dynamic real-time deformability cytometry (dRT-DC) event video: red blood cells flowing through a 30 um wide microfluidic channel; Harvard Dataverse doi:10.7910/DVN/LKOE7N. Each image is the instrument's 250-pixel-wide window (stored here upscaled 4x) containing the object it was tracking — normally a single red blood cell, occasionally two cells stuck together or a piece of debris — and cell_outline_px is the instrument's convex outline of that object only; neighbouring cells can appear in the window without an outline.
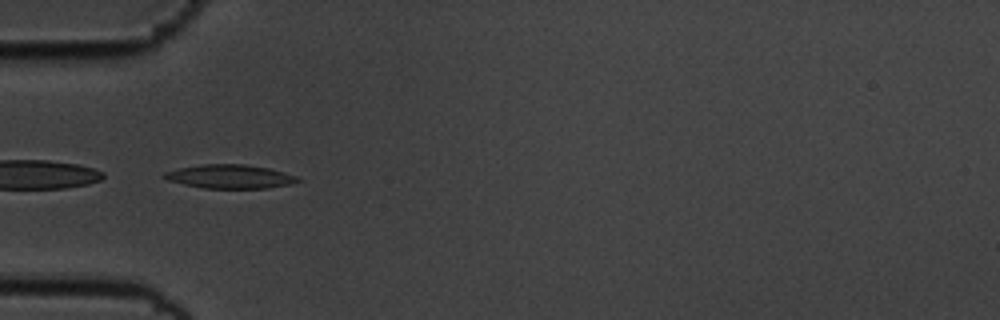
{"species": "common noctule bat (a hibernating species)", "species_latin": "Nyctalus noctula", "temperature_condition": "cold", "stored_images_in_passage": 39, "camera_frame_rate_fps": 3000, "um_per_image_px": 0.085, "animal": {"sex": "male", "body_mass_g": 19.5, "forearm_length_mm": 54.6}, "frame": {"image": 1, "passage_image": 4, "time_ms": 1.0, "image_size_px": [1000, 320], "cell_outline_px": [[300, 180], [292, 184], [268, 188], [204, 188], [184, 184], [168, 180], [160, 176], [164, 172], [180, 168], [204, 164], [244, 164], [268, 168], [284, 172], [296, 176]], "centroid_in_image_um": [19.54, 15.0], "position_along_channel_um": 65.5, "area_um2": 18.38}}
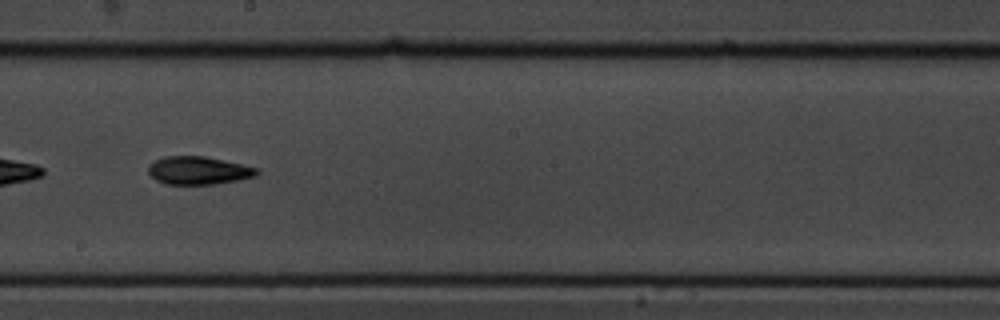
{"frame": {"image": 2, "passage_image": 18, "time_ms": 5.667, "image_size_px": [1000, 320], "cell_outline_px": [[260, 172], [256, 176], [240, 180], [212, 184], [164, 184], [156, 180], [148, 172], [148, 164], [164, 156], [204, 156], [240, 164], [256, 168]], "centroid_in_image_um": [16.84, 14.49], "position_along_channel_um": 231.4, "area_um2": 17.63}}
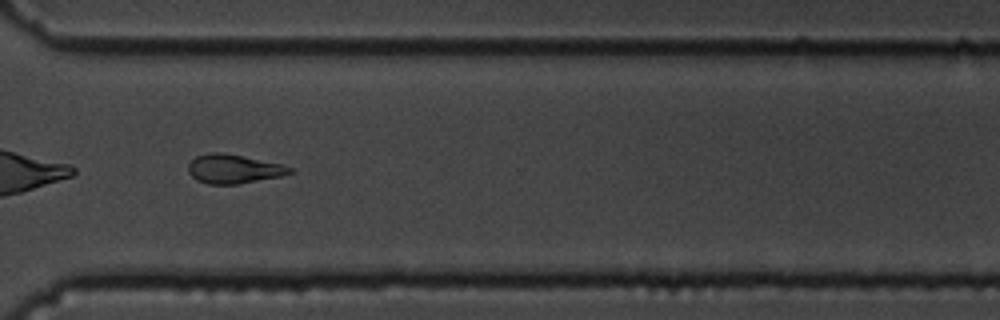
{"frame": {"image": 3, "passage_image": 28, "time_ms": 9.0, "image_size_px": [1000, 320], "cell_outline_px": [[292, 172], [280, 176], [236, 184], [208, 184], [196, 180], [188, 172], [188, 164], [196, 156], [208, 152], [224, 152], [280, 164], [292, 168]], "centroid_in_image_um": [19.79, 14.35], "position_along_channel_um": 350.8, "area_um2": 16.99}, "authors_computed_cell_mechanics": {"area_um2": 17.2822, "velocity_mm_per_s": 3.5831, "shape_relaxation_time_tau1_ms": 4.7938, "shape_relaxation_time_tau2_ms": 6.3284, "deformation_change_tau1": 0.1518, "deformation_change_tau2": 0.1368}}